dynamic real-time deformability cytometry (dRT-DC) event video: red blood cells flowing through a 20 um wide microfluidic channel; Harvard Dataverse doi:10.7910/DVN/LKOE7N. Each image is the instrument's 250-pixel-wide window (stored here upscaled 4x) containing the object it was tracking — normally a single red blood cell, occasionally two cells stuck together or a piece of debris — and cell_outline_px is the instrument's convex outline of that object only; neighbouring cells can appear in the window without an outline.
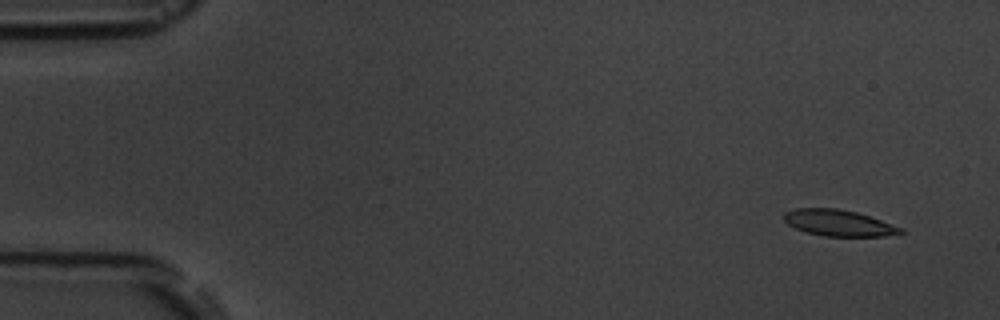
{"species": "common noctule bat (a hibernating species)", "species_latin": "Nyctalus noctula", "temperature_condition": "room temperature", "stored_images_in_passage": 4, "camera_frame_rate_fps": 3000, "um_per_image_px": 0.085, "animal": {"sex": "male", "body_mass_g": 19.5, "forearm_length_mm": 54.6}, "frame": {"image": 1, "passage_image": 1, "time_ms": 0.0, "image_size_px": [1000, 320], "cell_outline_px": [[904, 232], [884, 236], [824, 236], [804, 232], [788, 224], [784, 220], [784, 212], [796, 208], [836, 208], [856, 212], [904, 228]], "centroid_in_image_um": [71.26, 18.95], "position_along_channel_um": 13.7, "area_um2": 17.74}}
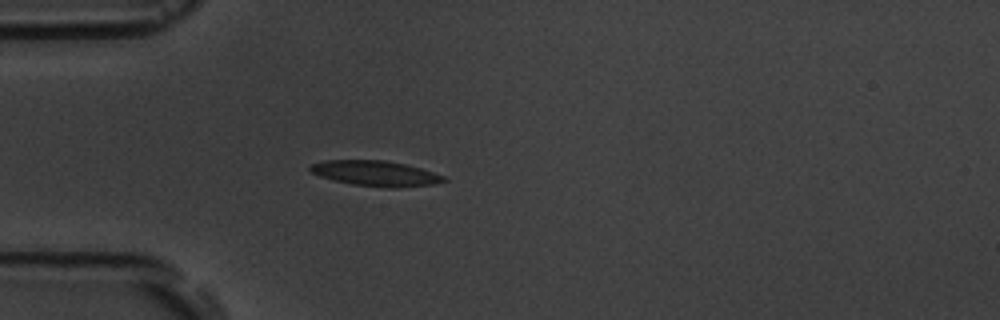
{"frame": {"image": 2, "passage_image": 4, "time_ms": 4.0, "image_size_px": [1000, 320], "cell_outline_px": [[448, 180], [436, 184], [396, 188], [388, 188], [352, 184], [320, 176], [312, 172], [308, 168], [312, 164], [324, 160], [384, 160], [404, 164], [420, 168], [444, 176]], "centroid_in_image_um": [31.95, 14.74], "position_along_channel_um": 53.1, "area_um2": 19.59}}